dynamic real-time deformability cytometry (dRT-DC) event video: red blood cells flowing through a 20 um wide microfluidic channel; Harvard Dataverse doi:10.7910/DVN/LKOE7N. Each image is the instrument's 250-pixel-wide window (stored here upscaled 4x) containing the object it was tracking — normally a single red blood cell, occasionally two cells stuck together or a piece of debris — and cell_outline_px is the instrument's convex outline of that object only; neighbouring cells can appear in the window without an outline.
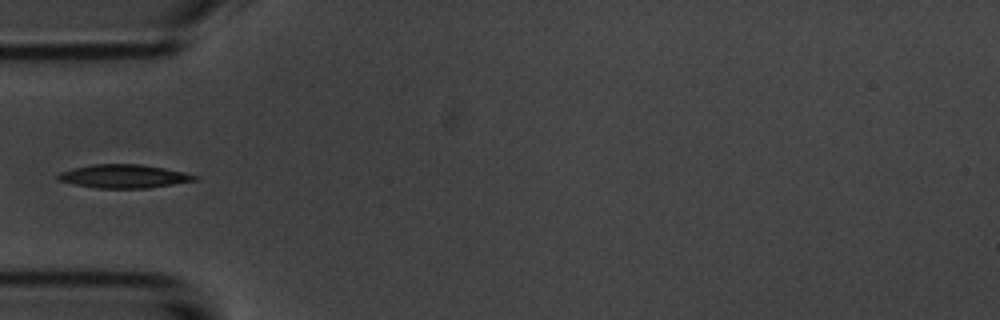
{"species": "common noctule bat (a hibernating species)", "species_latin": "Nyctalus noctula", "temperature_condition": "room temperature", "stored_images_in_passage": 4, "camera_frame_rate_fps": 3000, "um_per_image_px": 0.085, "animal": {"sex": "male", "body_mass_g": 20.1, "forearm_length_mm": 53.5}, "frame": {"image": 1, "passage_image": 3, "time_ms": 3.333, "image_size_px": [1000, 320], "cell_outline_px": [[200, 176], [196, 180], [148, 188], [96, 188], [72, 184], [60, 180], [56, 176], [60, 172], [72, 168], [92, 164], [140, 164], [164, 168], [184, 172]], "centroid_in_image_um": [10.51, 14.98], "position_along_channel_um": 74.5, "area_um2": 18.67}}